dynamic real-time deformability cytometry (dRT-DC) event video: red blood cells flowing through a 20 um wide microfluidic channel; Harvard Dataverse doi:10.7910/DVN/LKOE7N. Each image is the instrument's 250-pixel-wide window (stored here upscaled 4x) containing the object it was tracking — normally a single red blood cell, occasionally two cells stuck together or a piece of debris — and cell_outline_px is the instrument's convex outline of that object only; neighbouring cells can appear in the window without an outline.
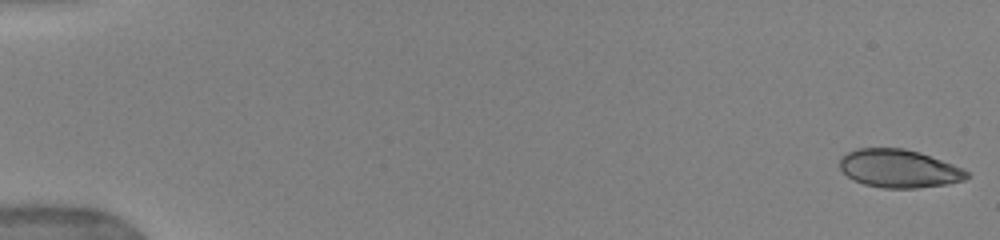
{"species": "human", "species_latin": "Homo sapiens", "temperature_condition": "warm", "stored_images_in_passage": 52, "camera_frame_rate_fps": 3000, "um_per_image_px": 0.085, "donor": {"sex": "female"}, "frame": {"image": 1, "passage_image": 1, "time_ms": 0.0, "image_size_px": [1000, 240], "cell_outline_px": [[968, 176], [964, 180], [948, 184], [916, 188], [884, 188], [864, 184], [848, 176], [840, 168], [840, 160], [848, 152], [856, 148], [904, 148], [920, 152], [964, 168], [968, 172]], "centroid_in_image_um": [76.45, 14.32], "position_along_channel_um": 8.6, "area_um2": 28.15}}
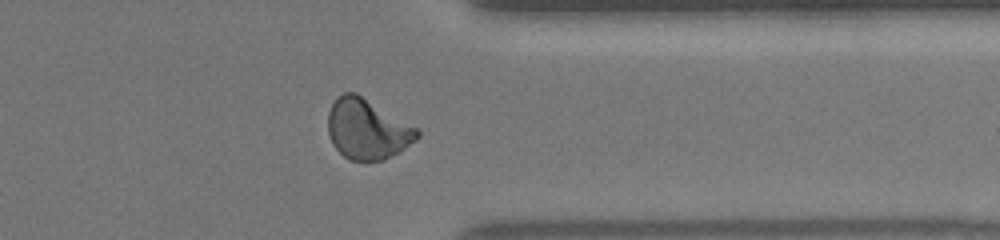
{"frame": {"image": 2, "passage_image": 42, "time_ms": 13.667, "image_size_px": [1000, 240], "cell_outline_px": [[420, 136], [416, 140], [400, 152], [384, 160], [364, 164], [352, 160], [344, 156], [332, 144], [328, 132], [328, 112], [336, 96], [344, 92], [356, 92], [416, 128], [420, 132]], "centroid_in_image_um": [31.2, 11.01], "position_along_channel_um": 380.2, "area_um2": 31.62}}
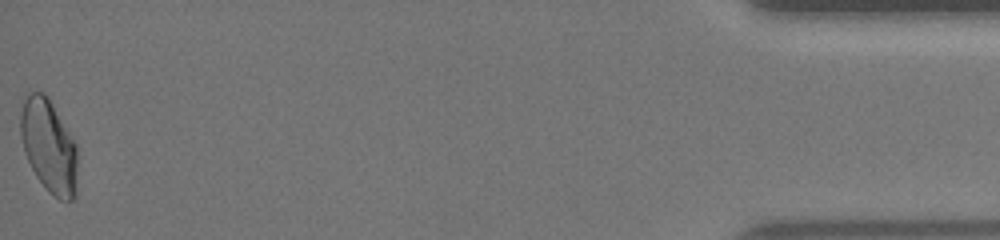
{"frame": {"image": 3, "passage_image": 52, "time_ms": 17.0, "image_size_px": [1000, 240], "cell_outline_px": [[76, 196], [72, 200], [60, 200], [48, 192], [36, 176], [24, 152], [20, 136], [20, 112], [24, 100], [28, 92], [44, 92], [48, 96], [76, 144]], "centroid_in_image_um": [4.13, 12.41], "position_along_channel_um": 431.1, "area_um2": 30.92}, "authors_computed_cell_mechanics": {"area_um2": 29.9693, "velocity_mm_per_s": 3.9667, "shape_relaxation_time_tau1_ms": 6.3493, "shape_relaxation_time_tau2_ms": 0.7827, "deformation_change_tau1": 0.1985, "deformation_change_tau2": 0.0819}}